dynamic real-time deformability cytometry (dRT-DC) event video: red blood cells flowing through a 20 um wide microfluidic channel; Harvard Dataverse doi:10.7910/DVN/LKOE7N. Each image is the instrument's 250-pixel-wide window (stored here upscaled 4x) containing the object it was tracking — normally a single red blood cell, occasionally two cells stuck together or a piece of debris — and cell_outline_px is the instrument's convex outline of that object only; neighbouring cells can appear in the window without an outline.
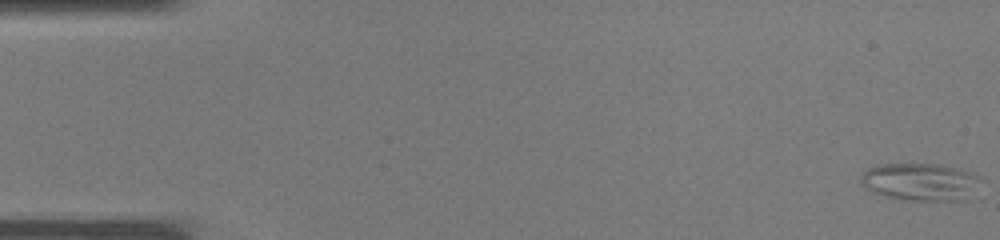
{"species": "common noctule bat (a hibernating species)", "species_latin": "Nyctalus noctula", "temperature_condition": "warm", "stored_images_in_passage": 38, "camera_frame_rate_fps": 3000, "um_per_image_px": 0.085, "animal": {"sex": "male", "body_mass_g": 19.0, "forearm_length_mm": 50.8}, "frame": {"image": 1, "passage_image": 1, "time_ms": 0.0, "image_size_px": [1000, 240], "cell_outline_px": [[980, 176], [968, 200], [904, 200], [872, 192], [864, 188], [860, 184], [860, 176], [868, 168], [876, 164], [940, 164], [960, 168], [972, 172]], "centroid_in_image_um": [78.19, 15.44], "position_along_channel_um": 6.8, "area_um2": 26.3}}
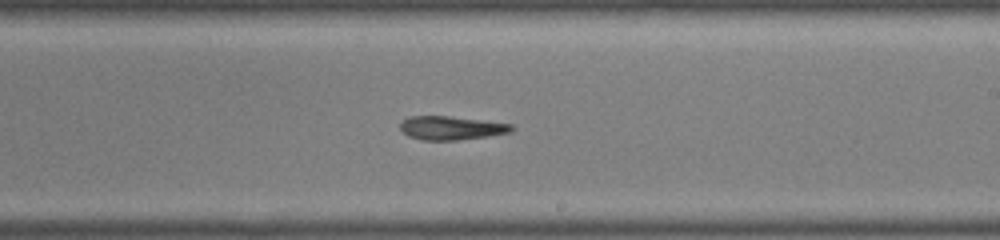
{"frame": {"image": 2, "passage_image": 23, "time_ms": 7.333, "image_size_px": [1000, 240], "cell_outline_px": [[516, 128], [512, 132], [488, 136], [456, 140], [424, 140], [408, 136], [400, 128], [400, 120], [408, 116], [448, 116], [512, 124]], "centroid_in_image_um": [38.35, 10.87], "position_along_channel_um": 250.6, "area_um2": 15.37}}
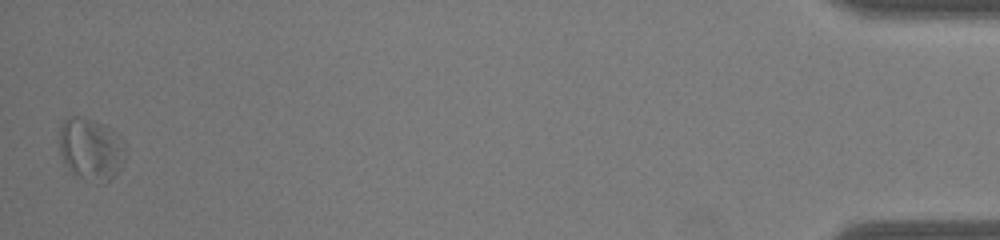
{"frame": {"image": 3, "passage_image": 38, "time_ms": 12.333, "image_size_px": [1000, 240], "cell_outline_px": [[128, 152], [120, 168], [112, 180], [104, 184], [96, 184], [72, 176], [64, 164], [60, 152], [60, 128], [64, 120], [68, 116], [80, 116], [104, 124], [112, 128], [116, 132], [128, 148]], "centroid_in_image_um": [7.75, 12.73], "position_along_channel_um": 427.4, "area_um2": 25.03}}